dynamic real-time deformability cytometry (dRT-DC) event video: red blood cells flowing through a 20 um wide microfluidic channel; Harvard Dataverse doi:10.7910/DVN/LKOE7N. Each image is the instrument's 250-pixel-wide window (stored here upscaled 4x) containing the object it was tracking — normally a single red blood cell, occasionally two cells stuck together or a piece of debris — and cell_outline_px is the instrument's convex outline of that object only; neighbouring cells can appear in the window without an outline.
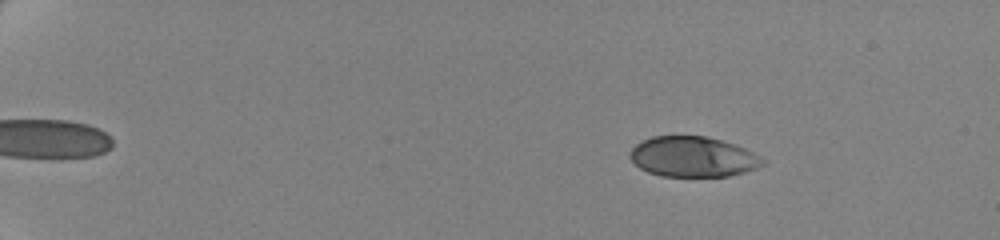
{"species": "human", "species_latin": "Homo sapiens", "temperature_condition": "cold", "stored_images_in_passage": 55, "camera_frame_rate_fps": 3000, "um_per_image_px": 0.085, "donor": {"sex": "female"}, "frame": {"image": 1, "passage_image": 4, "time_ms": 1.0, "image_size_px": [1000, 240], "cell_outline_px": [[764, 164], [756, 168], [744, 172], [728, 176], [660, 176], [648, 172], [640, 168], [628, 156], [632, 148], [640, 140], [652, 136], [704, 136], [720, 140], [744, 148], [760, 156], [764, 160]], "centroid_in_image_um": [58.86, 13.32], "position_along_channel_um": 26.1, "area_um2": 31.04}}
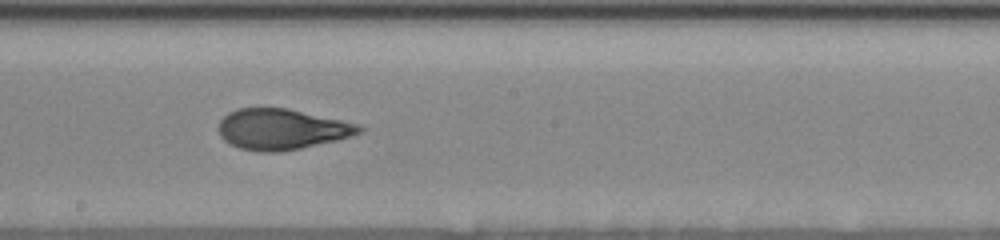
{"frame": {"image": 2, "passage_image": 32, "time_ms": 10.333, "image_size_px": [1000, 240], "cell_outline_px": [[364, 128], [360, 132], [352, 136], [336, 140], [300, 148], [280, 152], [256, 152], [240, 148], [224, 140], [220, 136], [220, 120], [228, 112], [236, 108], [288, 108], [344, 120], [360, 124]], "centroid_in_image_um": [23.96, 10.98], "position_along_channel_um": 224.2, "area_um2": 33.41}}
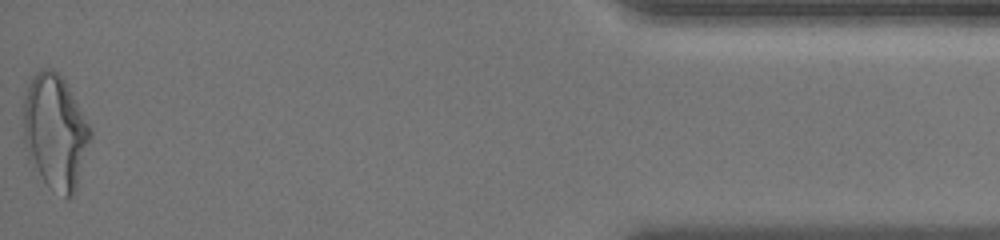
{"frame": {"image": 3, "passage_image": 55, "time_ms": 18.0, "image_size_px": [1000, 240], "cell_outline_px": [[92, 136], [76, 188], [72, 196], [64, 196], [48, 184], [44, 180], [28, 160], [24, 144], [24, 100], [28, 88], [36, 72], [40, 68], [52, 68], [64, 80], [88, 124], [92, 132]], "centroid_in_image_um": [4.68, 11.19], "position_along_channel_um": 430.5, "area_um2": 43.81}, "authors_computed_cell_mechanics": {"area_um2": 33.4084, "velocity_mm_per_s": 3.4846, "shape_relaxation_time_tau1_ms": 4.4361, "shape_relaxation_time_tau2_ms": 1.2329, "deformation_change_tau1": 0.1575, "deformation_change_tau2": 0.0681}}